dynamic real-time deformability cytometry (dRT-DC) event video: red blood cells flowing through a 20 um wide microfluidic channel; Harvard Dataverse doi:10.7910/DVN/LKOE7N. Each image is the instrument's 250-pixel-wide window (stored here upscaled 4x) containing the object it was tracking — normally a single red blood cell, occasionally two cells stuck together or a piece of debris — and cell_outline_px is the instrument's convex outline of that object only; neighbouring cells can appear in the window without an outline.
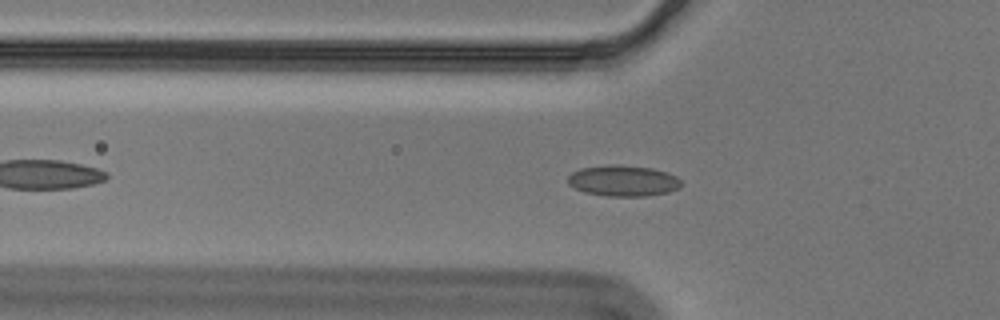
{"species": "Egyptian fruit bat (a non-hibernating species)", "species_latin": "Rousettus aegyptiacus", "temperature_condition": "cold", "stored_images_in_passage": 43, "camera_frame_rate_fps": 3000, "um_per_image_px": 0.085, "animal": {"sex": "male"}, "frame": {"image": 1, "passage_image": 11, "time_ms": 3.333, "image_size_px": [1000, 320], "cell_outline_px": [[684, 184], [680, 188], [668, 192], [644, 196], [604, 196], [584, 192], [568, 184], [568, 176], [572, 172], [580, 168], [608, 164], [620, 164], [652, 168], [668, 172], [676, 176]], "centroid_in_image_um": [52.98, 15.35], "position_along_channel_um": 72.8, "area_um2": 20.75}}
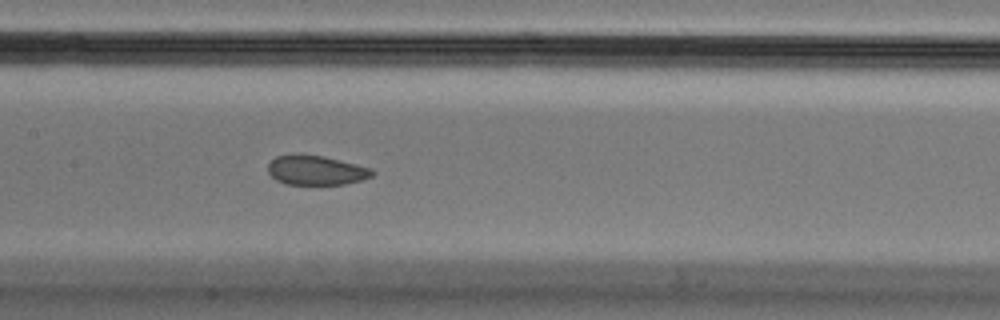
{"frame": {"image": 2, "passage_image": 20, "time_ms": 6.333, "image_size_px": [1000, 320], "cell_outline_px": [[376, 172], [372, 176], [360, 180], [344, 184], [284, 184], [276, 180], [268, 172], [268, 164], [276, 156], [296, 152], [324, 156], [372, 168]], "centroid_in_image_um": [26.84, 14.44], "position_along_channel_um": 180.6, "area_um2": 18.21}}
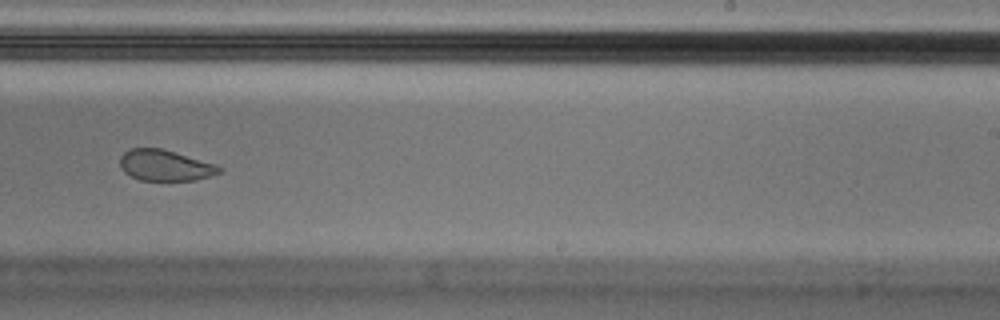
{"frame": {"image": 3, "passage_image": 28, "time_ms": 9.0, "image_size_px": [1000, 320], "cell_outline_px": [[224, 168], [220, 172], [196, 180], [140, 180], [124, 172], [120, 168], [120, 156], [128, 148], [160, 148], [216, 164]], "centroid_in_image_um": [14.01, 14.05], "position_along_channel_um": 275.0, "area_um2": 17.8}, "authors_computed_cell_mechanics": {"area_um2": 19.4208, "velocity_mm_per_s": 3.5552, "shape_relaxation_time_tau1_ms": null, "shape_relaxation_time_tau2_ms": 1.2712, "deformation_change_tau1": null, "deformation_change_tau2": 0.0684}}